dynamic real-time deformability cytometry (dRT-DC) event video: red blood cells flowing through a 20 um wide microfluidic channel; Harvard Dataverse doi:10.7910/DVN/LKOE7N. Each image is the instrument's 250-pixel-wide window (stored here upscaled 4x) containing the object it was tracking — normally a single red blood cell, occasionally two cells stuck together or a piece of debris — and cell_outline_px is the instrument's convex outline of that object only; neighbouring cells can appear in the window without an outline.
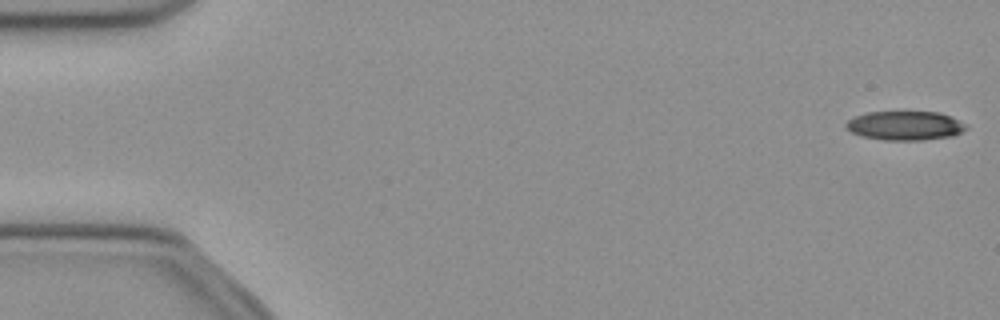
{"species": "common noctule bat (a hibernating species)", "species_latin": "Nyctalus noctula", "temperature_condition": "cold", "stored_images_in_passage": 51, "camera_frame_rate_fps": 3000, "um_per_image_px": 0.085, "animal": {"sex": "female", "body_mass_g": 21.9}, "frame": {"image": 1, "passage_image": 1, "time_ms": 0.0, "image_size_px": [1000, 320], "cell_outline_px": [[968, 128], [952, 136], [924, 140], [884, 140], [864, 136], [852, 132], [844, 124], [848, 120], [856, 116], [868, 112], [940, 112], [964, 124]], "centroid_in_image_um": [76.92, 10.68], "position_along_channel_um": 8.1, "area_um2": 20.0}}
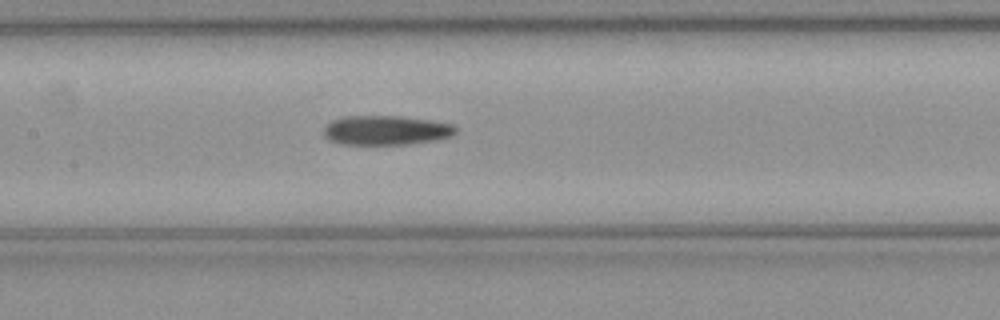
{"frame": {"image": 2, "passage_image": 24, "time_ms": 7.667, "image_size_px": [1000, 320], "cell_outline_px": [[456, 132], [452, 136], [436, 140], [412, 144], [340, 144], [328, 140], [324, 136], [324, 128], [332, 120], [344, 116], [400, 116], [432, 120], [452, 124], [456, 128]], "centroid_in_image_um": [32.82, 11.07], "position_along_channel_um": 174.6, "area_um2": 22.77}}
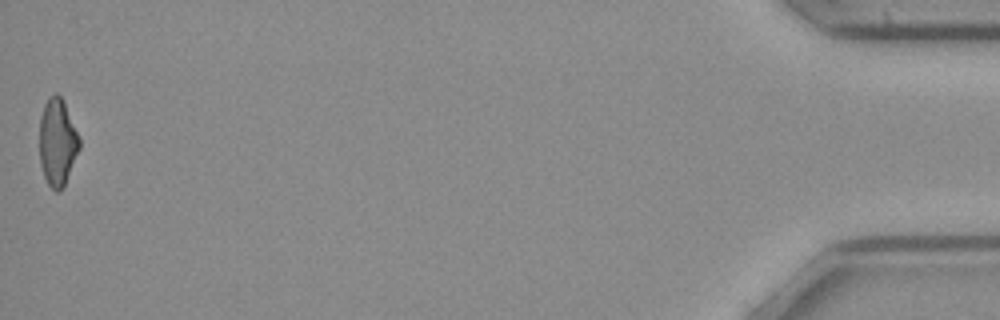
{"frame": {"image": 3, "passage_image": 51, "time_ms": 16.667, "image_size_px": [1000, 320], "cell_outline_px": [[80, 148], [64, 184], [60, 192], [56, 192], [48, 184], [44, 176], [40, 164], [40, 116], [44, 104], [48, 96], [56, 92], [64, 100], [80, 136]], "centroid_in_image_um": [4.89, 12.04], "position_along_channel_um": 430.3, "area_um2": 20.46}}